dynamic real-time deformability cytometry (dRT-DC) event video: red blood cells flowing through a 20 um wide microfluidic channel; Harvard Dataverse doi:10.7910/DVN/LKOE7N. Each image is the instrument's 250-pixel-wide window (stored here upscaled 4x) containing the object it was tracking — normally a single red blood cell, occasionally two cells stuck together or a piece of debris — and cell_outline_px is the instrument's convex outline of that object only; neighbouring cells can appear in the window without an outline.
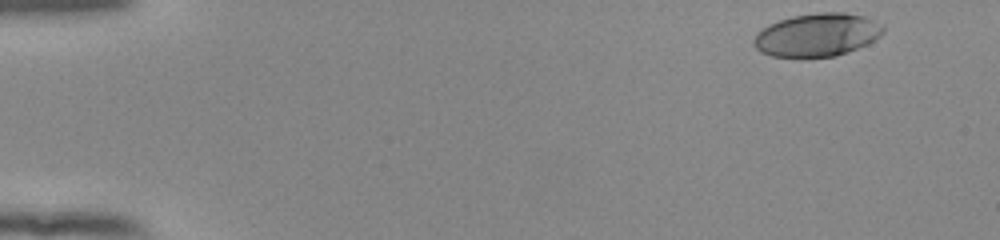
{"species": "human", "species_latin": "Homo sapiens", "temperature_condition": "room temperature", "stored_images_in_passage": 51, "camera_frame_rate_fps": 3000, "um_per_image_px": 0.085, "donor": {"sex": "female"}, "frame": {"image": 1, "passage_image": 2, "time_ms": 0.333, "image_size_px": [1000, 240], "cell_outline_px": [[884, 32], [880, 36], [868, 44], [848, 52], [836, 56], [772, 56], [760, 52], [752, 44], [752, 40], [756, 32], [768, 24], [792, 16], [820, 12], [844, 12], [864, 16], [884, 24]], "centroid_in_image_um": [69.46, 2.95], "position_along_channel_um": 15.5, "area_um2": 32.66}}
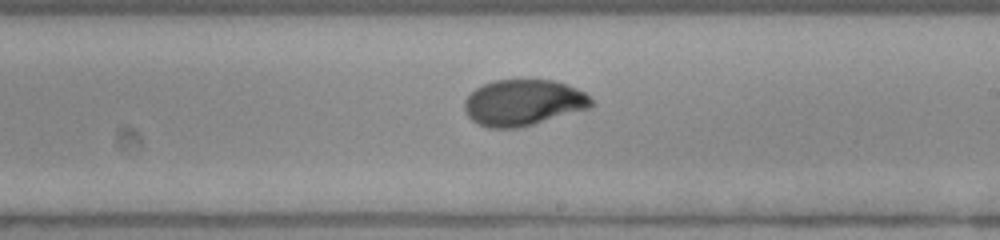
{"frame": {"image": 2, "passage_image": 30, "time_ms": 9.667, "image_size_px": [1000, 240], "cell_outline_px": [[596, 104], [592, 108], [520, 128], [488, 128], [476, 124], [468, 116], [464, 108], [464, 100], [476, 88], [484, 84], [496, 80], [552, 80], [568, 84], [584, 92]], "centroid_in_image_um": [44.51, 8.74], "position_along_channel_um": 244.5, "area_um2": 34.39}}
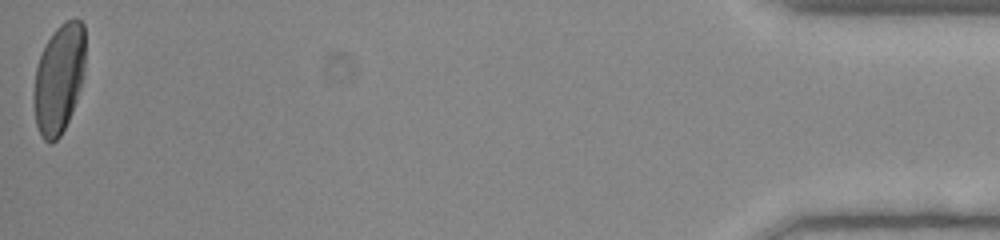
{"frame": {"image": 3, "passage_image": 51, "time_ms": 16.667, "image_size_px": [1000, 240], "cell_outline_px": [[84, 72], [76, 100], [72, 112], [60, 136], [52, 144], [48, 144], [40, 136], [36, 124], [32, 100], [32, 92], [36, 68], [40, 56], [52, 32], [60, 24], [76, 16], [84, 24]], "centroid_in_image_um": [4.98, 6.71], "position_along_channel_um": 430.2, "area_um2": 33.12}, "authors_computed_cell_mechanics": {"area_um2": 33.524, "velocity_mm_per_s": 3.902, "shape_relaxation_time_tau1_ms": 3.9256, "shape_relaxation_time_tau2_ms": null, "deformation_change_tau1": 0.1823, "deformation_change_tau2": null}}